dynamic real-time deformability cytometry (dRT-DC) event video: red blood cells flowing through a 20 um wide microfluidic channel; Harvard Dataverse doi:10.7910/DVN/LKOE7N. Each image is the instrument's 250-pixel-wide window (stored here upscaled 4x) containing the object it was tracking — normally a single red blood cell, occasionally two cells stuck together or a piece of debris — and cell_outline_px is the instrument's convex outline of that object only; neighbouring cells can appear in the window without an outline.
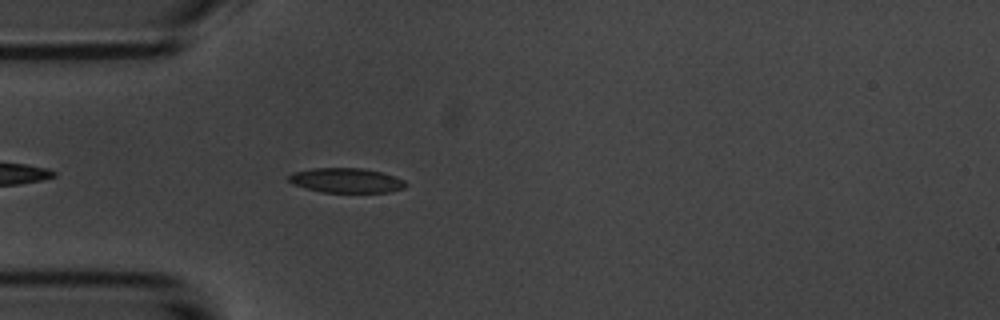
{"species": "common noctule bat (a hibernating species)", "species_latin": "Nyctalus noctula", "temperature_condition": "room temperature", "stored_images_in_passage": 4, "camera_frame_rate_fps": 3000, "um_per_image_px": 0.085, "animal": {"sex": "male", "body_mass_g": 20.1, "forearm_length_mm": 53.5}, "frame": {"image": 1, "passage_image": 4, "time_ms": 3.333, "image_size_px": [1000, 320], "cell_outline_px": [[408, 184], [404, 188], [388, 192], [324, 192], [292, 184], [288, 180], [288, 176], [292, 172], [312, 168], [364, 168], [396, 176], [404, 180]], "centroid_in_image_um": [29.44, 15.32], "position_along_channel_um": 55.6, "area_um2": 16.82}}